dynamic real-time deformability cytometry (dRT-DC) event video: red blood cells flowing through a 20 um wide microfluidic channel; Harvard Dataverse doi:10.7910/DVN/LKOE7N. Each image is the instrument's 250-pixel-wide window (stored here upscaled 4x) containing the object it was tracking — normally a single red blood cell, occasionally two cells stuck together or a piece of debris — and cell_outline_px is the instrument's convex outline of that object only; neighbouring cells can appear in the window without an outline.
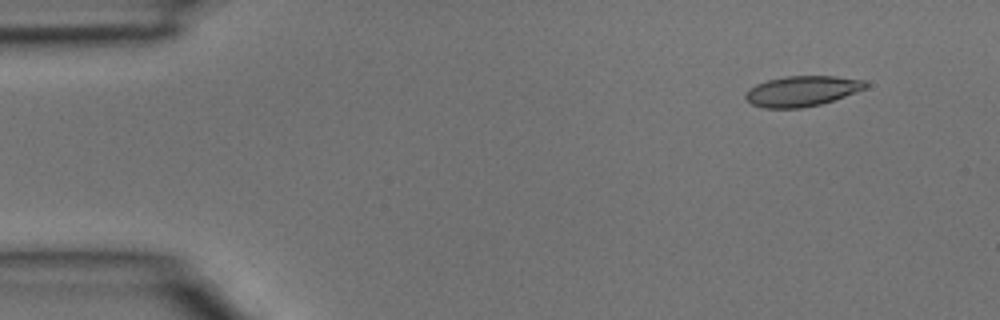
{"species": "common noctule bat (a hibernating species)", "species_latin": "Nyctalus noctula", "temperature_condition": "room temperature", "stored_images_in_passage": 3, "camera_frame_rate_fps": 3000, "um_per_image_px": 0.085, "animal": {"sex": "male", "body_mass_g": 15.6}, "frame": {"image": 1, "passage_image": 1, "time_ms": 0.0, "image_size_px": [1000, 320], "cell_outline_px": [[868, 84], [864, 88], [844, 96], [820, 104], [800, 108], [764, 108], [752, 104], [744, 96], [756, 84], [768, 80], [784, 76], [836, 76], [864, 80]], "centroid_in_image_um": [68.16, 7.73], "position_along_channel_um": 16.8, "area_um2": 20.87}}
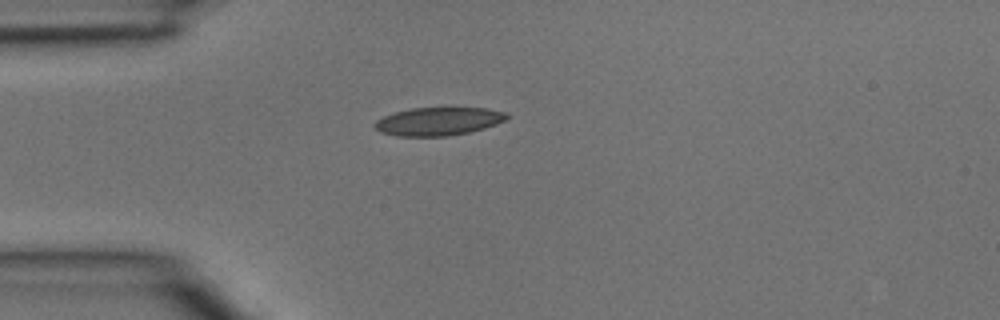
{"frame": {"image": 2, "passage_image": 3, "time_ms": 0.667, "image_size_px": [1000, 320], "cell_outline_px": [[512, 116], [496, 124], [484, 128], [468, 132], [448, 136], [396, 136], [380, 132], [372, 124], [376, 120], [384, 116], [396, 112], [412, 108], [484, 108], [508, 112]], "centroid_in_image_um": [37.27, 10.31], "position_along_channel_um": 47.7, "area_um2": 21.68}}